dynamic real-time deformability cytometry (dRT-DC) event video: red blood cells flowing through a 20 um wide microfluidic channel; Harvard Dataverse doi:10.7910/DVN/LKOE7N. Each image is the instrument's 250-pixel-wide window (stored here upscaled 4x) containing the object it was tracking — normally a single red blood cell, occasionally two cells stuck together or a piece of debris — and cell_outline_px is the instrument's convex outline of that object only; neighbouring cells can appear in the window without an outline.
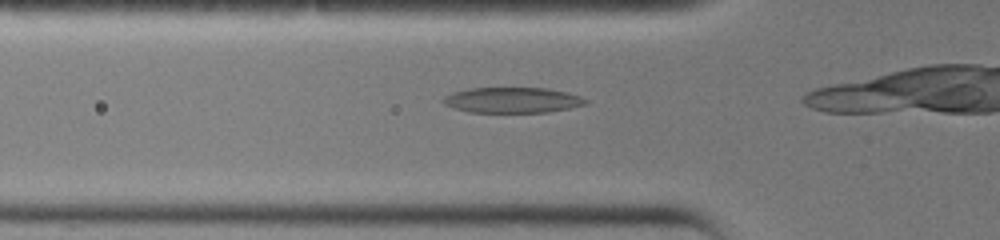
{"species": "common noctule bat (a hibernating species)", "species_latin": "Nyctalus noctula", "temperature_condition": "warm", "stored_images_in_passage": 7, "camera_frame_rate_fps": 3000, "um_per_image_px": 0.085, "animal": {"sex": "female", "body_mass_g": 19.0, "forearm_length_mm": 51.5}, "frame": {"image": 1, "passage_image": 5, "time_ms": 1.333, "image_size_px": [1000, 240], "cell_outline_px": [[588, 104], [572, 108], [548, 112], [468, 112], [444, 104], [440, 100], [444, 96], [452, 92], [468, 88], [548, 88], [580, 96], [588, 100]], "centroid_in_image_um": [43.55, 8.51], "position_along_channel_um": 82.2, "area_um2": 21.27}}